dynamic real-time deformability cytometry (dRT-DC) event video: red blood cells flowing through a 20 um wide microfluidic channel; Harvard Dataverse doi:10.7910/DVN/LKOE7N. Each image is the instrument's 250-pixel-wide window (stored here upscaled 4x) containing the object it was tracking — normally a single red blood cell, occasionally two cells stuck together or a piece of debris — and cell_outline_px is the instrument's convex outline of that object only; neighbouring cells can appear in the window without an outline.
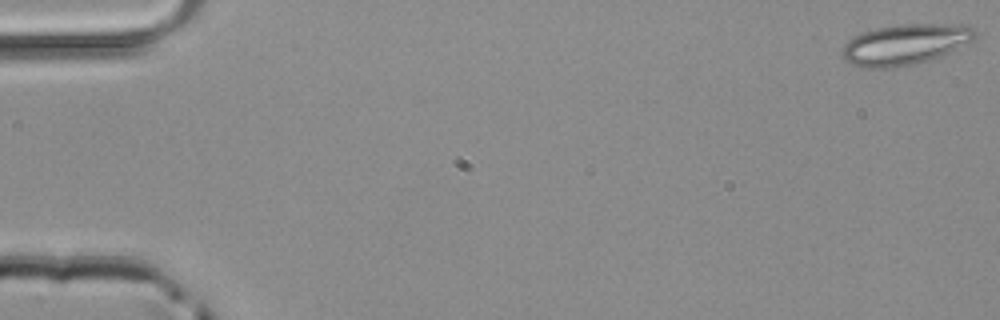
{"species": "common noctule bat (a hibernating species)", "species_latin": "Nyctalus noctula", "temperature_condition": "room temperature", "stored_images_in_passage": 49, "camera_frame_rate_fps": 3000, "um_per_image_px": 0.085, "animal": {"sex": "male", "body_mass_g": 20.4}, "frame": {"image": 1, "passage_image": 1, "time_ms": 0.0, "image_size_px": [1000, 320], "cell_outline_px": [[976, 36], [972, 40], [940, 56], [928, 60], [912, 64], [888, 68], [864, 68], [852, 64], [844, 60], [840, 52], [844, 44], [852, 36], [876, 28], [900, 24], [960, 24], [972, 28], [976, 32]], "centroid_in_image_um": [76.87, 3.77], "position_along_channel_um": 8.1, "area_um2": 31.27}}
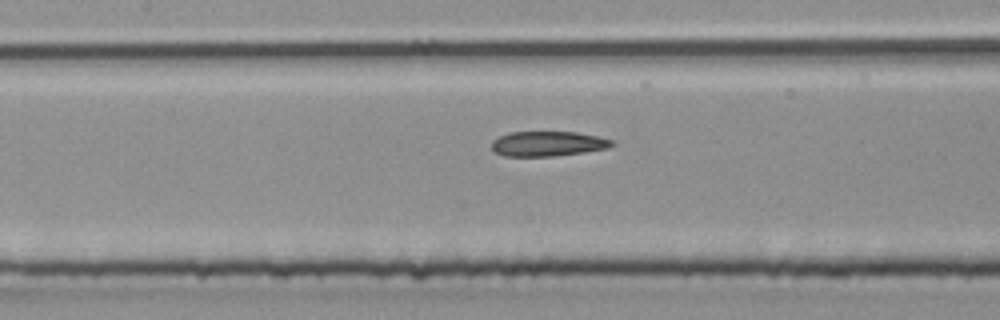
{"frame": {"image": 2, "passage_image": 23, "time_ms": 7.333, "image_size_px": [1000, 320], "cell_outline_px": [[616, 144], [608, 148], [584, 152], [552, 156], [504, 156], [496, 152], [492, 148], [492, 140], [508, 132], [576, 132], [596, 136], [612, 140]], "centroid_in_image_um": [46.56, 12.21], "position_along_channel_um": 160.8, "area_um2": 17.4}}
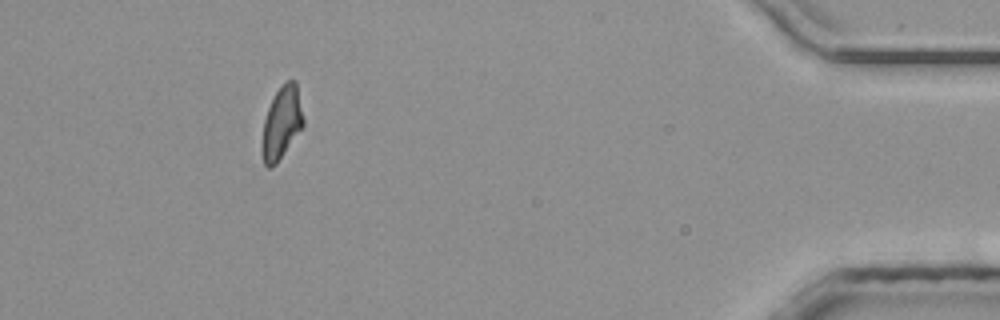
{"frame": {"image": 3, "passage_image": 45, "time_ms": 14.667, "image_size_px": [1000, 320], "cell_outline_px": [[304, 124], [276, 164], [272, 168], [268, 168], [264, 164], [260, 148], [260, 144], [264, 120], [268, 108], [276, 92], [288, 80], [296, 80], [304, 116]], "centroid_in_image_um": [23.92, 10.47], "position_along_channel_um": 411.3, "area_um2": 17.46}}